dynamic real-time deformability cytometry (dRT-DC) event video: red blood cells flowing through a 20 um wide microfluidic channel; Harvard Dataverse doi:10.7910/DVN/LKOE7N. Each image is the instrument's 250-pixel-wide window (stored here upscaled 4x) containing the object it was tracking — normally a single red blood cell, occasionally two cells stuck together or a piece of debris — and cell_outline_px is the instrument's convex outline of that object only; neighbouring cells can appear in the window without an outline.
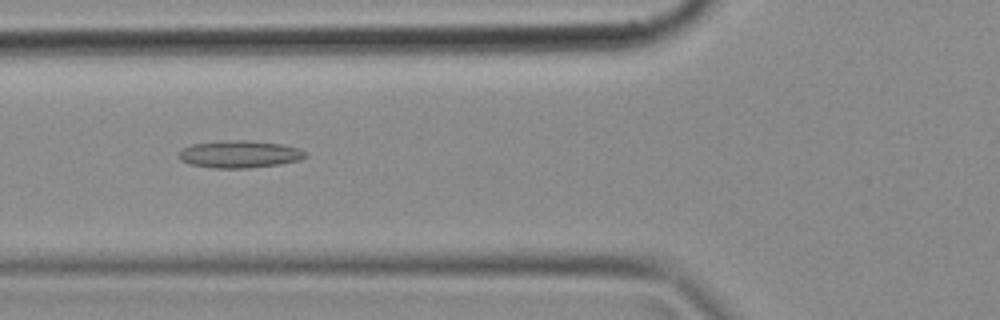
{"species": "common noctule bat (a hibernating species)", "species_latin": "Nyctalus noctula", "temperature_condition": "cold", "stored_images_in_passage": 49, "camera_frame_rate_fps": 3000, "um_per_image_px": 0.085, "animal": {"sex": "female", "body_mass_g": 18.4}, "frame": {"image": 1, "passage_image": 18, "time_ms": 5.667, "image_size_px": [1000, 320], "cell_outline_px": [[304, 156], [296, 160], [280, 164], [248, 168], [212, 168], [192, 164], [180, 160], [180, 152], [184, 148], [192, 144], [228, 140], [248, 140], [280, 144], [296, 148], [304, 152]], "centroid_in_image_um": [20.31, 13.11], "position_along_channel_um": 105.5, "area_um2": 19.65}}
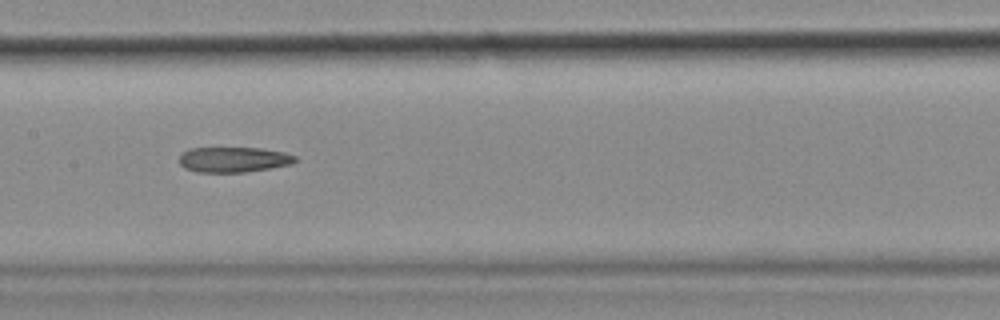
{"frame": {"image": 2, "passage_image": 24, "time_ms": 7.667, "image_size_px": [1000, 320], "cell_outline_px": [[296, 160], [292, 164], [272, 168], [244, 172], [196, 172], [184, 168], [180, 164], [180, 156], [188, 148], [260, 148], [284, 152], [296, 156]], "centroid_in_image_um": [19.86, 13.57], "position_along_channel_um": 187.5, "area_um2": 17.11}}
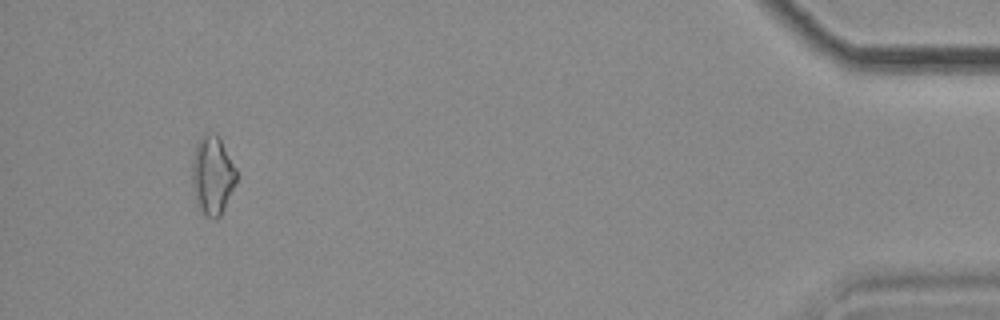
{"frame": {"image": 3, "passage_image": 46, "time_ms": 15.0, "image_size_px": [1000, 320], "cell_outline_px": [[236, 180], [224, 208], [220, 216], [216, 220], [208, 216], [196, 208], [192, 192], [192, 160], [196, 144], [204, 132], [216, 132], [236, 168]], "centroid_in_image_um": [18.01, 14.9], "position_along_channel_um": 417.2, "area_um2": 20.52}}